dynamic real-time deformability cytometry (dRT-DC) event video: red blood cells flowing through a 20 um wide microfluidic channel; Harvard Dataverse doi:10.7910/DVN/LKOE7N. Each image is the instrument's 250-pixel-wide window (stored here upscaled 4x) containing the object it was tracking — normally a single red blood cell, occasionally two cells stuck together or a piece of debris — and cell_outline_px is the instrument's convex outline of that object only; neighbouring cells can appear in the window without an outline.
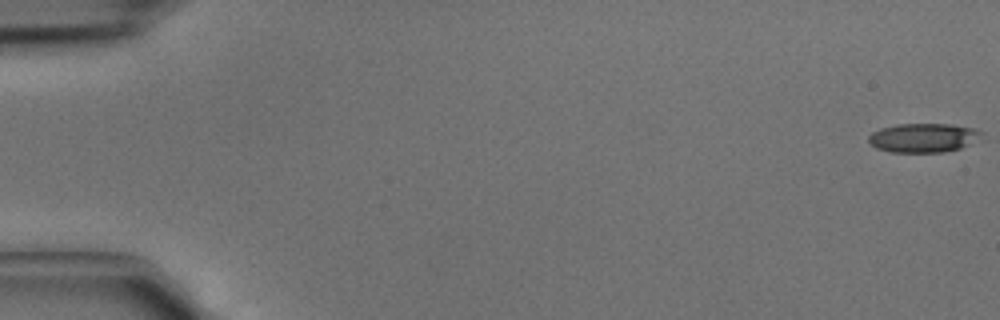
{"species": "common noctule bat (a hibernating species)", "species_latin": "Nyctalus noctula", "temperature_condition": "cold", "stored_images_in_passage": 6, "camera_frame_rate_fps": 3000, "um_per_image_px": 0.085, "animal": {"sex": "male", "body_mass_g": 15.6}, "frame": {"image": 1, "passage_image": 1, "time_ms": 0.0, "image_size_px": [1000, 320], "cell_outline_px": [[984, 132], [968, 144], [960, 148], [944, 152], [888, 152], [876, 148], [868, 140], [868, 136], [872, 132], [880, 128], [896, 124], [952, 124], [972, 128]], "centroid_in_image_um": [78.42, 11.71], "position_along_channel_um": 6.6, "area_um2": 18.96}}
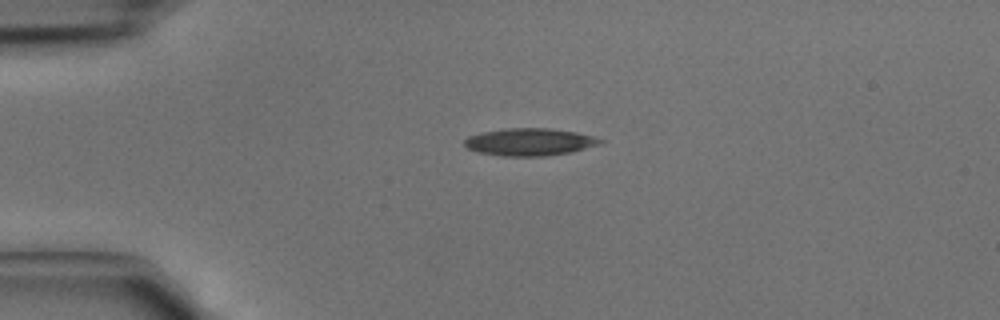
{"frame": {"image": 2, "passage_image": 4, "time_ms": 1.0, "image_size_px": [1000, 320], "cell_outline_px": [[604, 140], [600, 144], [572, 152], [544, 156], [500, 156], [480, 152], [468, 148], [464, 144], [464, 140], [468, 136], [484, 132], [504, 128], [548, 128], [576, 132], [592, 136]], "centroid_in_image_um": [45.02, 12.06], "position_along_channel_um": 40.0, "area_um2": 21.56}}
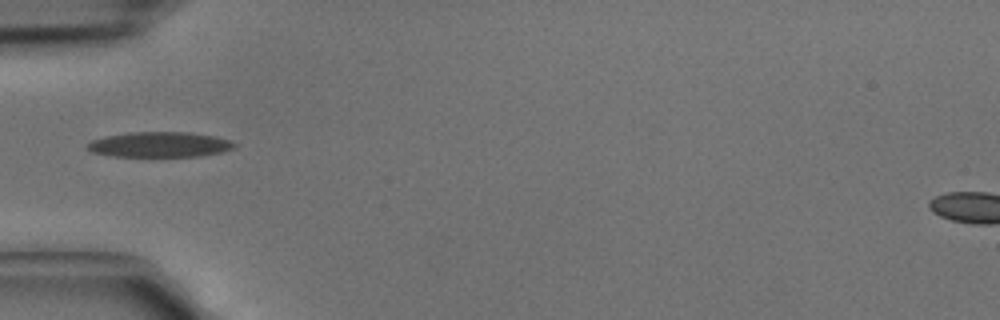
{"frame": {"image": 3, "passage_image": 5, "time_ms": 1.333, "image_size_px": [1000, 320], "cell_outline_px": [[240, 144], [236, 148], [220, 152], [196, 156], [112, 156], [92, 152], [88, 148], [88, 144], [92, 140], [104, 136], [128, 132], [188, 132], [216, 136], [232, 140]], "centroid_in_image_um": [13.63, 12.27], "position_along_channel_um": 71.4, "area_um2": 21.73}}